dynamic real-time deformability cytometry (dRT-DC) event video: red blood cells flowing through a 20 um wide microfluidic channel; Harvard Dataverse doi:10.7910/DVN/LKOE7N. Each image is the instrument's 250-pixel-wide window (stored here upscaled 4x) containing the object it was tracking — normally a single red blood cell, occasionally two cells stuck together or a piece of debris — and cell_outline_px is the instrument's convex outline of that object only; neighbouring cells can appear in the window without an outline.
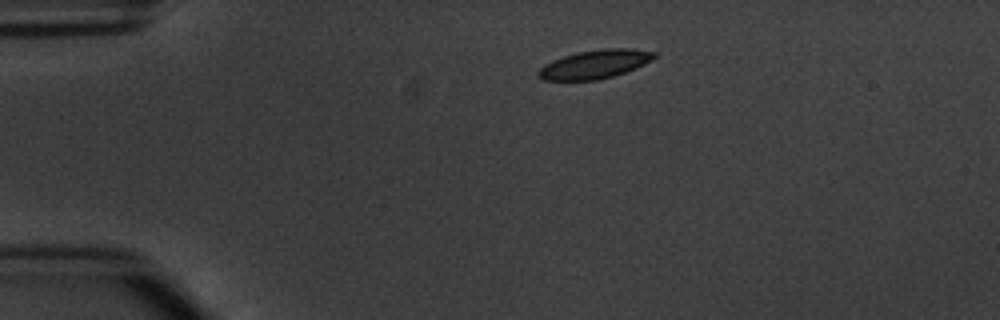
{"species": "common noctule bat (a hibernating species)", "species_latin": "Nyctalus noctula", "temperature_condition": "warm", "stored_images_in_passage": 4, "camera_frame_rate_fps": 3000, "um_per_image_px": 0.085, "animal": {"sex": "male", "body_mass_g": 20.1, "forearm_length_mm": 53.5}, "frame": {"image": 1, "passage_image": 1, "time_ms": 0.0, "image_size_px": [1000, 320], "cell_outline_px": [[656, 56], [652, 60], [636, 68], [612, 76], [596, 80], [544, 80], [536, 76], [536, 72], [544, 64], [552, 60], [564, 56], [580, 52], [608, 48], [628, 48], [656, 52]], "centroid_in_image_um": [50.54, 5.46], "position_along_channel_um": 34.5, "area_um2": 19.19}}
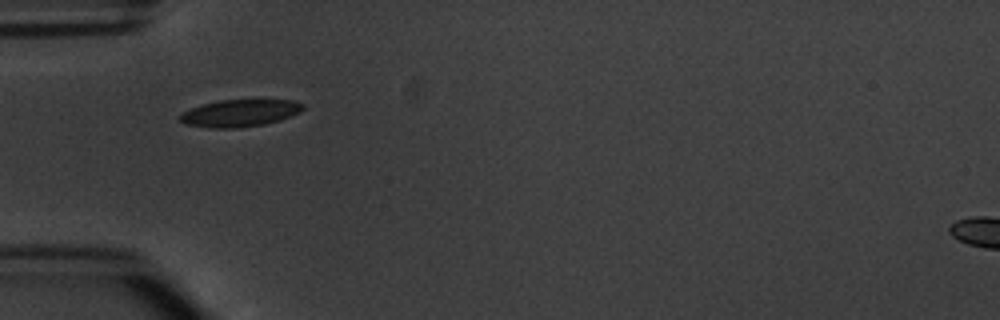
{"frame": {"image": 2, "passage_image": 3, "time_ms": 2.0, "image_size_px": [1000, 320], "cell_outline_px": [[304, 108], [300, 112], [280, 120], [264, 124], [240, 128], [208, 128], [184, 124], [176, 116], [192, 108], [204, 104], [220, 100], [292, 100], [304, 104]], "centroid_in_image_um": [20.37, 9.62], "position_along_channel_um": 64.6, "area_um2": 19.48}}